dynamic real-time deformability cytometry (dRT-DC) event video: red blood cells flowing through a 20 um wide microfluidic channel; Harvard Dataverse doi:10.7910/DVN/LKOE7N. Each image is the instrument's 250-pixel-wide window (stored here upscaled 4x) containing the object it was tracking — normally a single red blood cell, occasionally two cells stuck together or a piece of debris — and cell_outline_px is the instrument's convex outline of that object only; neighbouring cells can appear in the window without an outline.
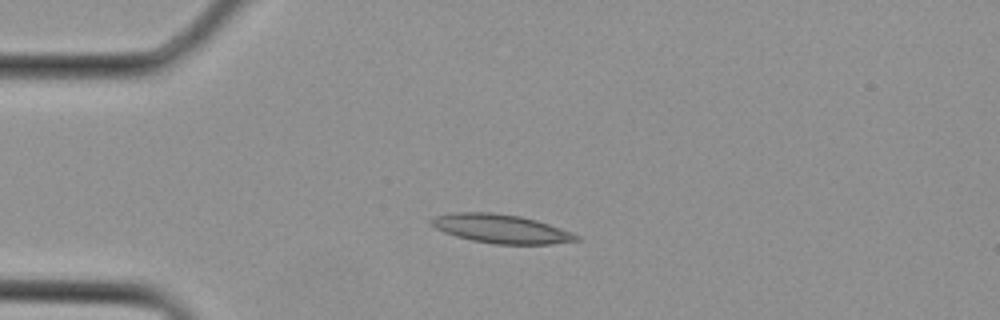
{"species": "Egyptian fruit bat (a non-hibernating species)", "species_latin": "Rousettus aegyptiacus", "temperature_condition": "cold", "stored_images_in_passage": 1, "camera_frame_rate_fps": 3000, "um_per_image_px": 0.085, "animal": {"sex": "female"}, "frame": {"image": 1, "passage_image": 1, "time_ms": 0.0, "image_size_px": [1000, 320], "cell_outline_px": [[580, 240], [552, 244], [492, 244], [472, 240], [456, 236], [444, 232], [428, 224], [428, 220], [432, 216], [452, 212], [492, 212], [520, 216], [536, 220], [572, 232], [580, 236]], "centroid_in_image_um": [42.53, 19.43], "position_along_channel_um": 42.5, "area_um2": 24.57}}